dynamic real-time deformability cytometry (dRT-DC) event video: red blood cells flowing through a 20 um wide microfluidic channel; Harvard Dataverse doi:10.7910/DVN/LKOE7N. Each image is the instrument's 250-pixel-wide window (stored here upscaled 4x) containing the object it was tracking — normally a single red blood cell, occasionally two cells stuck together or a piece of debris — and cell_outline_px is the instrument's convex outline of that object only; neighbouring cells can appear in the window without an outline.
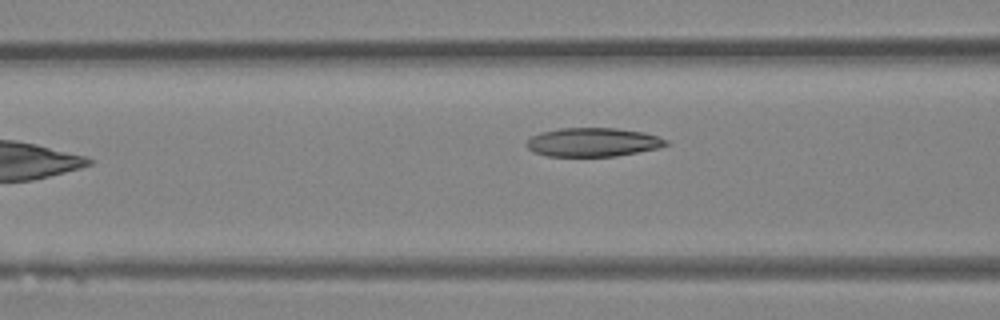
{"species": "Egyptian fruit bat (a non-hibernating species)", "species_latin": "Rousettus aegyptiacus", "temperature_condition": "room temperature", "stored_images_in_passage": 5, "camera_frame_rate_fps": 3000, "um_per_image_px": 0.085, "animal": {"sex": "female"}, "frame": {"image": 1, "passage_image": 5, "time_ms": 1.333, "image_size_px": [1000, 320], "cell_outline_px": [[668, 144], [660, 148], [616, 156], [548, 156], [532, 152], [524, 144], [532, 136], [540, 132], [560, 128], [616, 128], [644, 132], [668, 140]], "centroid_in_image_um": [50.39, 12.09], "position_along_channel_um": 116.2, "area_um2": 23.47}}